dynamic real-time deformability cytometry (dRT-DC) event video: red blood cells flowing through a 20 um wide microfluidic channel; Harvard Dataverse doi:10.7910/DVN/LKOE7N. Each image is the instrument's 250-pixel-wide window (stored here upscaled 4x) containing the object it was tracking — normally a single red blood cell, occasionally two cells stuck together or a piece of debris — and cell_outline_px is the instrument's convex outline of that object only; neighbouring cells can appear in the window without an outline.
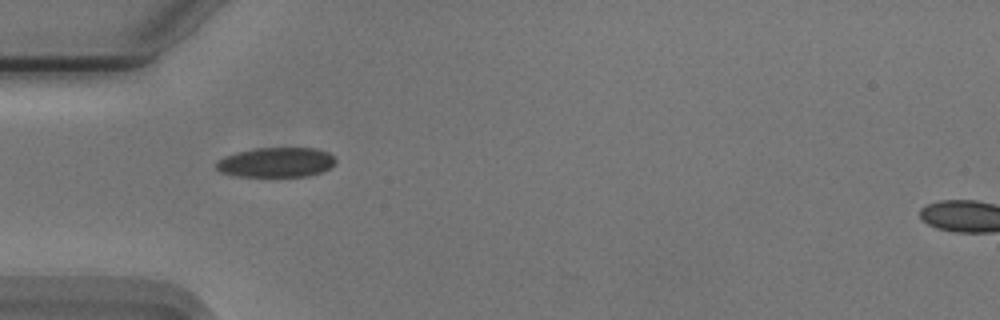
{"species": "Egyptian fruit bat (a non-hibernating species)", "species_latin": "Rousettus aegyptiacus", "temperature_condition": "cold", "stored_images_in_passage": 9, "camera_frame_rate_fps": 3000, "um_per_image_px": 0.085, "animal": {"sex": "male"}, "frame": {"image": 1, "passage_image": 1, "time_ms": 0.0, "image_size_px": [1000, 320], "cell_outline_px": [[336, 164], [320, 172], [308, 176], [236, 176], [220, 172], [216, 168], [216, 160], [224, 156], [236, 152], [256, 148], [316, 148], [328, 152], [336, 160]], "centroid_in_image_um": [23.45, 13.79], "position_along_channel_um": 61.6, "area_um2": 20.75}}
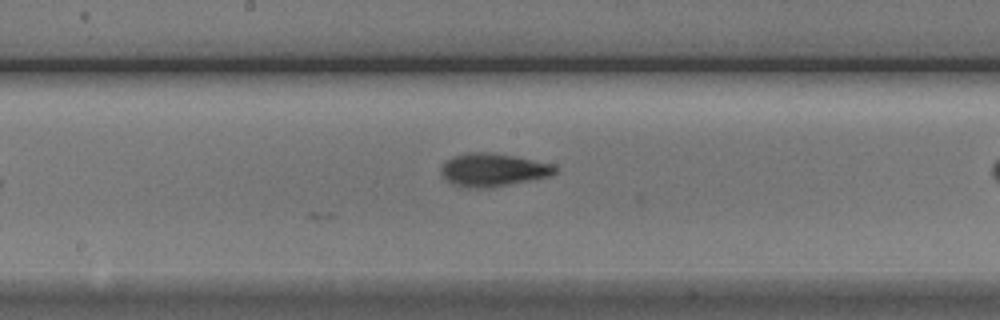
{"frame": {"image": 2, "passage_image": 9, "time_ms": 2.667, "image_size_px": [1000, 320], "cell_outline_px": [[556, 172], [548, 176], [528, 180], [504, 184], [468, 188], [452, 184], [440, 172], [440, 168], [444, 160], [452, 156], [464, 152], [492, 152], [516, 156], [556, 164]], "centroid_in_image_um": [41.87, 14.38], "position_along_channel_um": 206.3, "area_um2": 21.73}}